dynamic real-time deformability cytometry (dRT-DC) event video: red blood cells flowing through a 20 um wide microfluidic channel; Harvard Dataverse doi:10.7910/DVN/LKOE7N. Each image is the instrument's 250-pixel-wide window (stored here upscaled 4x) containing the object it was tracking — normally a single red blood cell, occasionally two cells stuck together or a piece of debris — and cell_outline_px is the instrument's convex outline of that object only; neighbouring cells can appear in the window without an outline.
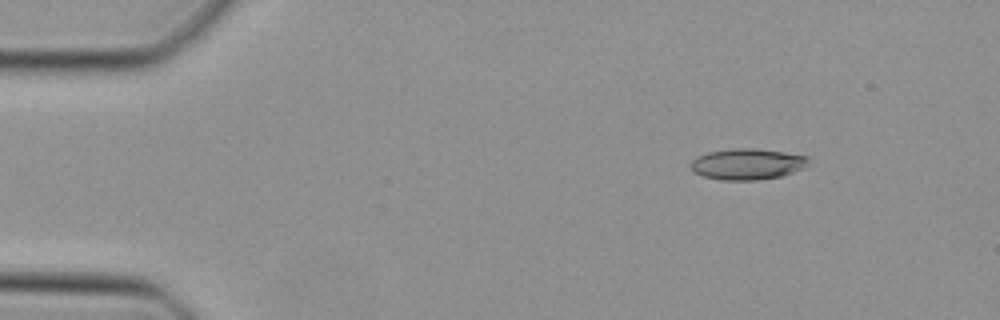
{"species": "Egyptian fruit bat (a non-hibernating species)", "species_latin": "Rousettus aegyptiacus", "temperature_condition": "cold", "stored_images_in_passage": 40, "camera_frame_rate_fps": 3000, "um_per_image_px": 0.085, "animal": {"sex": "female"}, "frame": {"image": 1, "passage_image": 1, "time_ms": 0.0, "image_size_px": [1000, 320], "cell_outline_px": [[808, 160], [804, 168], [784, 176], [756, 180], [720, 180], [704, 176], [692, 172], [692, 160], [696, 156], [708, 152], [736, 148], [756, 148], [784, 152], [808, 156]], "centroid_in_image_um": [63.53, 13.95], "position_along_channel_um": 21.5, "area_um2": 21.39}}
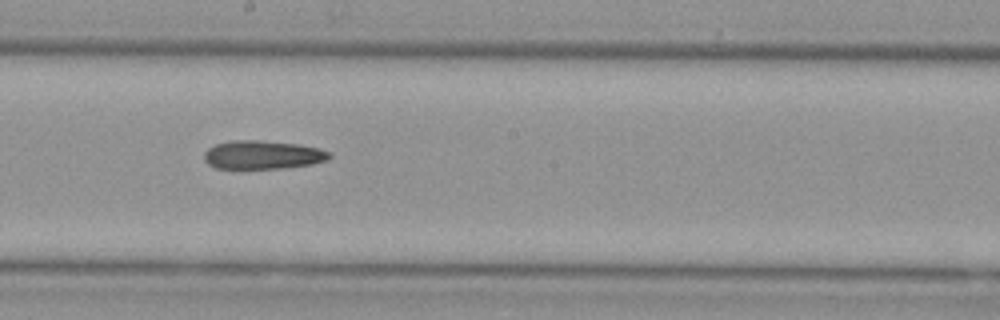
{"frame": {"image": 2, "passage_image": 21, "time_ms": 6.667, "image_size_px": [1000, 320], "cell_outline_px": [[332, 156], [328, 160], [312, 164], [280, 168], [216, 168], [208, 164], [204, 160], [204, 152], [208, 148], [216, 144], [228, 140], [260, 140], [300, 144], [320, 148], [332, 152]], "centroid_in_image_um": [22.35, 13.15], "position_along_channel_um": 225.8, "area_um2": 21.04}}
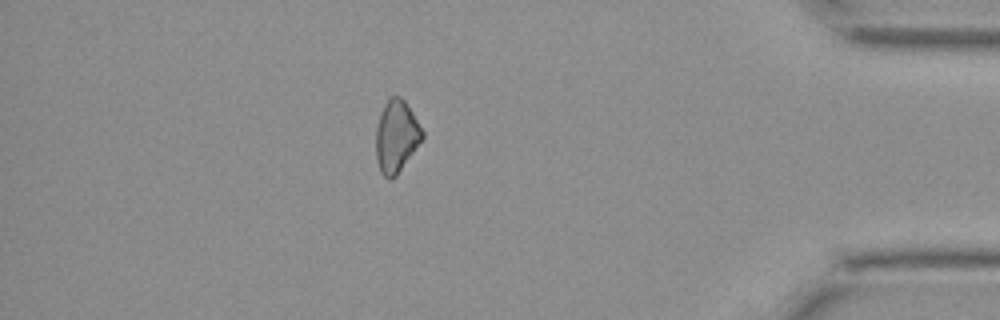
{"frame": {"image": 3, "passage_image": 36, "time_ms": 11.667, "image_size_px": [1000, 320], "cell_outline_px": [[424, 136], [396, 176], [392, 180], [388, 180], [380, 172], [376, 160], [376, 128], [384, 104], [392, 96], [400, 96], [404, 100], [412, 112], [424, 132]], "centroid_in_image_um": [33.67, 11.62], "position_along_channel_um": 401.5, "area_um2": 19.31}}